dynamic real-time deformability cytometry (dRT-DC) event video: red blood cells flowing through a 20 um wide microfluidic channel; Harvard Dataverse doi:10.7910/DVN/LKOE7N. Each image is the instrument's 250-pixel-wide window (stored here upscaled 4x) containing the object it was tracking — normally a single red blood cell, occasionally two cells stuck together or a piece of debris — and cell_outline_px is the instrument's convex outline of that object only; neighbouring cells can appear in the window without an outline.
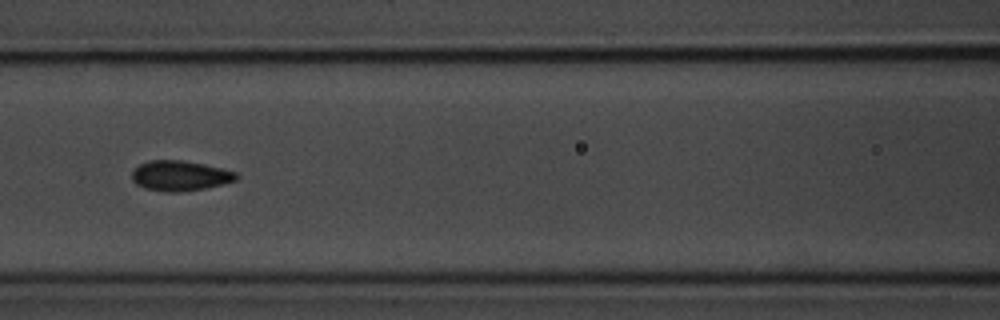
{"species": "common noctule bat (a hibernating species)", "species_latin": "Nyctalus noctula", "temperature_condition": "room temperature", "stored_images_in_passage": 9, "camera_frame_rate_fps": 3000, "um_per_image_px": 0.085, "animal": {"sex": "male", "body_mass_g": 20.1, "forearm_length_mm": 53.5}, "frame": {"image": 1, "passage_image": 7, "time_ms": 7.667, "image_size_px": [1000, 320], "cell_outline_px": [[240, 176], [236, 180], [224, 184], [204, 188], [180, 192], [164, 192], [144, 188], [136, 184], [132, 180], [132, 172], [140, 164], [152, 160], [180, 160], [204, 164], [236, 172]], "centroid_in_image_um": [15.31, 14.95], "position_along_channel_um": 151.3, "area_um2": 18.32}}
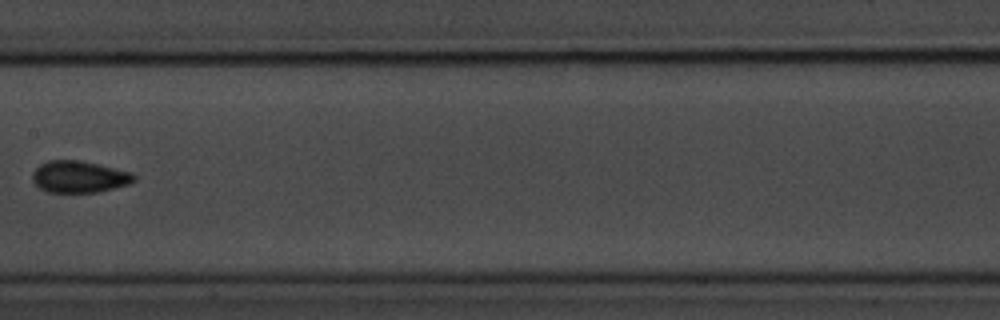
{"frame": {"image": 2, "passage_image": 8, "time_ms": 9.0, "image_size_px": [1000, 320], "cell_outline_px": [[136, 180], [128, 184], [100, 192], [48, 192], [40, 188], [32, 180], [32, 172], [40, 164], [48, 160], [80, 160], [132, 172], [136, 176]], "centroid_in_image_um": [6.73, 15.02], "position_along_channel_um": 200.7, "area_um2": 18.84}}